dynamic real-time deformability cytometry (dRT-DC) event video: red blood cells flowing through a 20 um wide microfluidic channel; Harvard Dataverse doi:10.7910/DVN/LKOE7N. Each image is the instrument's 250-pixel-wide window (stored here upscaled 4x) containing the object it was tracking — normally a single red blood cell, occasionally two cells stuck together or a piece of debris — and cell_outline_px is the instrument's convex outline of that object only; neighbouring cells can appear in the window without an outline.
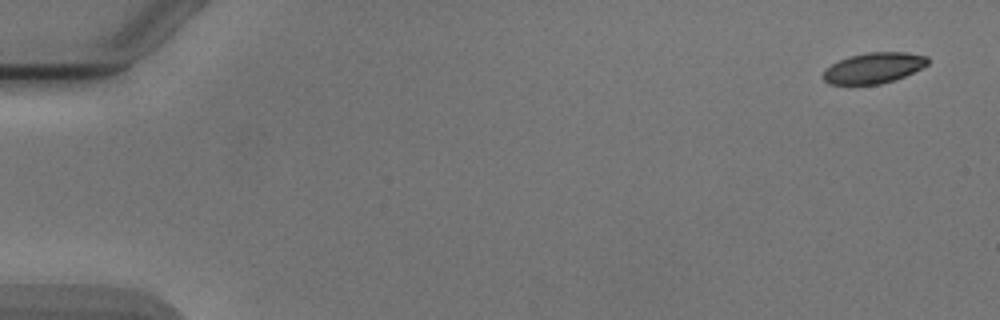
{"species": "Egyptian fruit bat (a non-hibernating species)", "species_latin": "Rousettus aegyptiacus", "temperature_condition": "cold", "stored_images_in_passage": 5, "camera_frame_rate_fps": 3000, "um_per_image_px": 0.085, "animal": {"sex": "male"}, "frame": {"image": 1, "passage_image": 1, "time_ms": 0.0, "image_size_px": [1000, 320], "cell_outline_px": [[928, 64], [904, 76], [880, 84], [828, 84], [824, 80], [824, 72], [832, 64], [848, 56], [868, 52], [904, 52], [928, 56]], "centroid_in_image_um": [74.27, 5.76], "position_along_channel_um": 10.7, "area_um2": 18.38}}
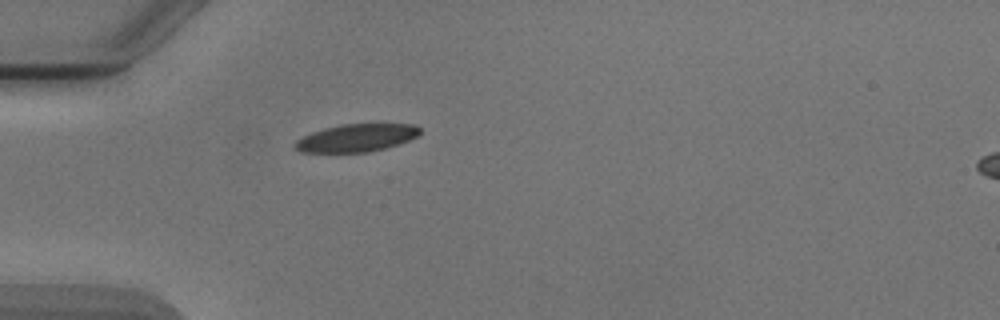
{"frame": {"image": 2, "passage_image": 5, "time_ms": 4.667, "image_size_px": [1000, 320], "cell_outline_px": [[420, 132], [416, 136], [408, 140], [384, 148], [368, 152], [300, 152], [292, 144], [296, 140], [312, 132], [324, 128], [340, 124], [412, 124], [420, 128]], "centroid_in_image_um": [30.25, 11.71], "position_along_channel_um": 54.7, "area_um2": 19.94}}